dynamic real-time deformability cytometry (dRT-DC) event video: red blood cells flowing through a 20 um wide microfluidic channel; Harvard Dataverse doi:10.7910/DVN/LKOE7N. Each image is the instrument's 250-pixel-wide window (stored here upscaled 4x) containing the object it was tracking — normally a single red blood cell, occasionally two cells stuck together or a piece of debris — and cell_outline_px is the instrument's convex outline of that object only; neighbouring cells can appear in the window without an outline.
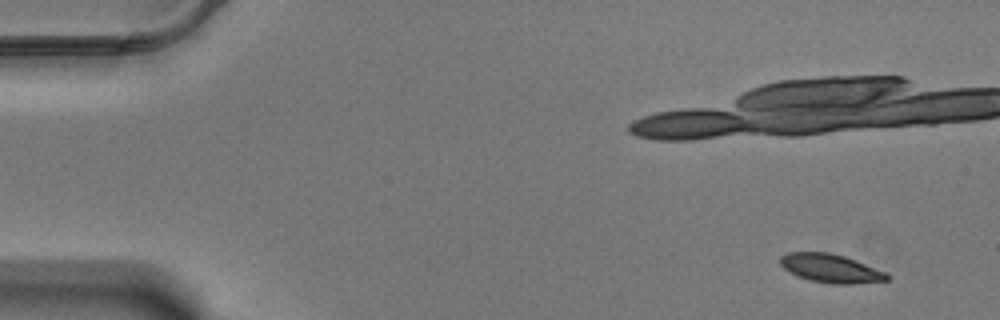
{"species": "Egyptian fruit bat (a non-hibernating species)", "species_latin": "Rousettus aegyptiacus", "temperature_condition": "warm", "stored_images_in_passage": 18, "camera_frame_rate_fps": 3000, "um_per_image_px": 0.085, "animal": {"sex": "male"}, "frame": {"image": 1, "passage_image": 1, "time_ms": 0.0, "image_size_px": [1000, 320], "cell_outline_px": [[888, 280], [852, 284], [832, 284], [808, 280], [796, 276], [788, 272], [780, 264], [780, 256], [788, 252], [828, 252], [844, 256], [856, 260], [888, 272]], "centroid_in_image_um": [70.6, 22.81], "position_along_channel_um": 14.4, "area_um2": 17.98}}